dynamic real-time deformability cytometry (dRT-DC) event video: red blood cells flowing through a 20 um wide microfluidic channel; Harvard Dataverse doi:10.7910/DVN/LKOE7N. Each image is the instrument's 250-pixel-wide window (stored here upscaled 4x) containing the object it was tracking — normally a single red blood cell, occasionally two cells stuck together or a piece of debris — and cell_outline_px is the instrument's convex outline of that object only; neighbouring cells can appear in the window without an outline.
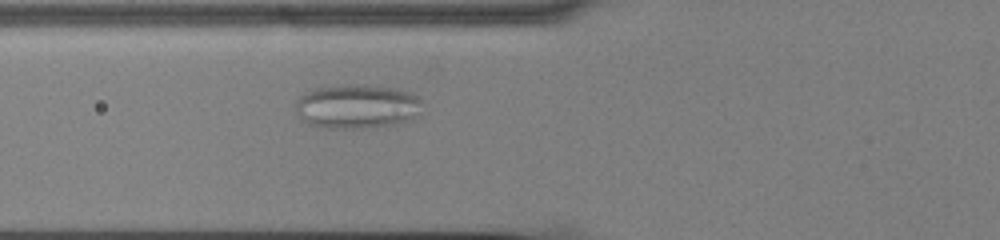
{"species": "common noctule bat (a hibernating species)", "species_latin": "Nyctalus noctula", "temperature_condition": "cold", "stored_images_in_passage": 49, "camera_frame_rate_fps": 3000, "um_per_image_px": 0.085, "animal": {"sex": "male", "body_mass_g": 13.0, "forearm_length_mm": 53.1}, "frame": {"image": 1, "passage_image": 14, "time_ms": 4.333, "image_size_px": [1000, 240], "cell_outline_px": [[420, 116], [412, 120], [400, 124], [364, 128], [328, 128], [312, 124], [304, 120], [300, 116], [296, 108], [296, 104], [300, 96], [304, 92], [316, 88], [348, 84], [364, 84], [396, 88], [408, 92], [416, 96], [420, 100]], "centroid_in_image_um": [30.4, 9.04], "position_along_channel_um": 95.4, "area_um2": 32.77}}
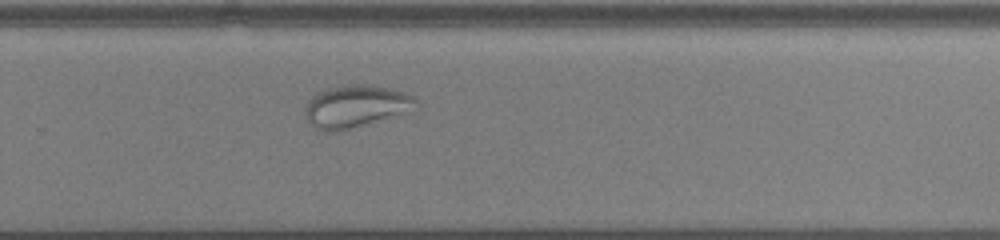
{"frame": {"image": 2, "passage_image": 31, "time_ms": 10.0, "image_size_px": [1000, 240], "cell_outline_px": [[416, 112], [336, 132], [324, 132], [316, 128], [308, 120], [304, 112], [304, 108], [308, 100], [316, 92], [328, 88], [352, 84], [368, 84], [388, 88], [404, 92], [412, 96], [416, 100]], "centroid_in_image_um": [30.28, 9.05], "position_along_channel_um": 299.5, "area_um2": 27.92}}
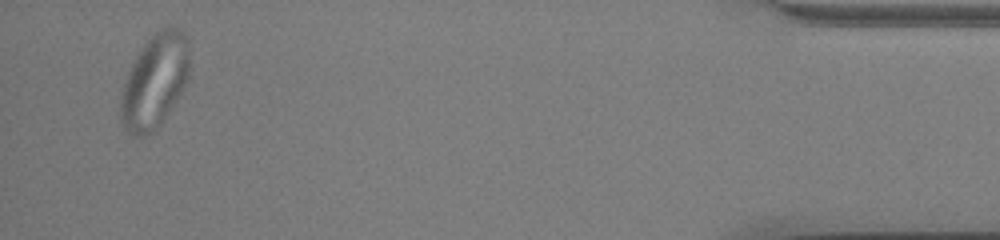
{"frame": {"image": 3, "passage_image": 47, "time_ms": 15.333, "image_size_px": [1000, 240], "cell_outline_px": [[188, 80], [164, 120], [152, 132], [144, 136], [132, 136], [128, 132], [120, 120], [120, 96], [128, 72], [140, 48], [160, 28], [168, 24], [176, 24], [184, 32], [188, 40]], "centroid_in_image_um": [13.15, 6.87], "position_along_channel_um": 422.0, "area_um2": 37.86}}